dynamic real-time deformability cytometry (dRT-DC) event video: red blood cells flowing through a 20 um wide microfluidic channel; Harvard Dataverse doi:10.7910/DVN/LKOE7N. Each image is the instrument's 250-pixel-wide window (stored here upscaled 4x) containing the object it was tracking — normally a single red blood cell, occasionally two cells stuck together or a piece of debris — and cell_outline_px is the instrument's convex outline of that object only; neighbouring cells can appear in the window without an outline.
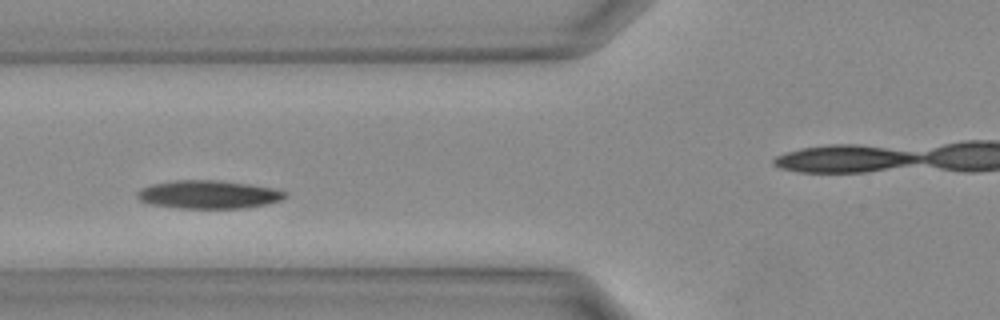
{"species": "Egyptian fruit bat (a non-hibernating species)", "species_latin": "Rousettus aegyptiacus", "temperature_condition": "warm", "stored_images_in_passage": 27, "camera_frame_rate_fps": 3000, "um_per_image_px": 0.085, "animal": {"sex": "female"}, "frame": {"image": 1, "passage_image": 5, "time_ms": 1.333, "image_size_px": [1000, 320], "cell_outline_px": [[288, 196], [280, 200], [264, 204], [244, 208], [176, 208], [148, 204], [140, 200], [136, 196], [136, 192], [140, 188], [152, 184], [172, 180], [220, 180], [248, 184], [272, 188], [288, 192]], "centroid_in_image_um": [17.67, 16.53], "position_along_channel_um": 108.1, "area_um2": 24.45}}